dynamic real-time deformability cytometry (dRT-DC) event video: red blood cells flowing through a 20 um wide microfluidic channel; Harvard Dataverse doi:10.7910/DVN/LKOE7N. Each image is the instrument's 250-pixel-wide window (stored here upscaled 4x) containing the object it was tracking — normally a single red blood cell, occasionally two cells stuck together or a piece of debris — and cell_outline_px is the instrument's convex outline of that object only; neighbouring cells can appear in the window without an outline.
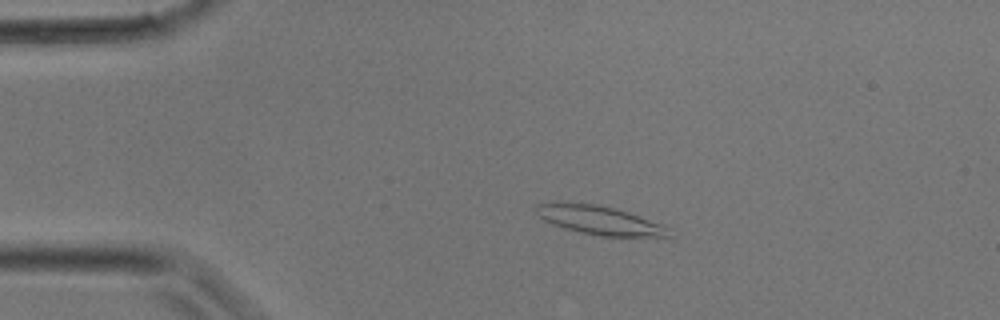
{"species": "common noctule bat (a hibernating species)", "species_latin": "Nyctalus noctula", "temperature_condition": "room temperature", "stored_images_in_passage": 14, "camera_frame_rate_fps": 3000, "um_per_image_px": 0.085, "animal": {"sex": "male", "body_mass_g": 17.9}, "frame": {"image": 1, "passage_image": 1, "time_ms": 0.0, "image_size_px": [1000, 320], "cell_outline_px": [[672, 236], [604, 236], [580, 232], [564, 228], [552, 224], [544, 220], [536, 212], [536, 204], [596, 204], [628, 212], [672, 228]], "centroid_in_image_um": [51.04, 18.75], "position_along_channel_um": 34.0, "area_um2": 21.56}}
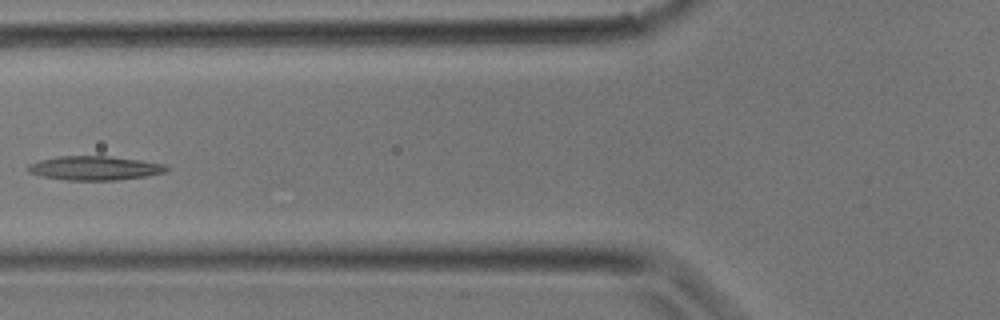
{"frame": {"image": 2, "passage_image": 7, "time_ms": 2.0, "image_size_px": [1000, 320], "cell_outline_px": [[172, 168], [164, 172], [144, 176], [116, 180], [64, 180], [44, 176], [28, 172], [28, 164], [40, 160], [56, 156], [108, 156], [140, 160], [164, 164]], "centroid_in_image_um": [8.05, 14.28], "position_along_channel_um": 117.8, "area_um2": 19.31}}
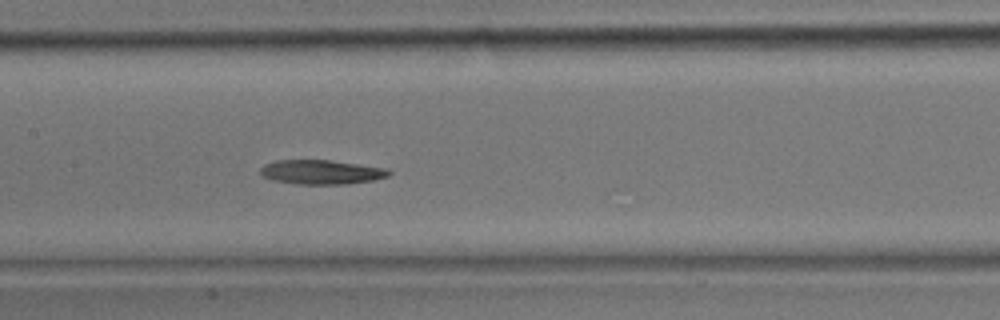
{"frame": {"image": 3, "passage_image": 10, "time_ms": 3.0, "image_size_px": [1000, 320], "cell_outline_px": [[392, 172], [388, 176], [372, 180], [344, 184], [296, 184], [272, 180], [264, 176], [260, 172], [260, 168], [264, 164], [276, 160], [328, 160], [384, 168]], "centroid_in_image_um": [27.26, 14.63], "position_along_channel_um": 180.1, "area_um2": 17.98}}